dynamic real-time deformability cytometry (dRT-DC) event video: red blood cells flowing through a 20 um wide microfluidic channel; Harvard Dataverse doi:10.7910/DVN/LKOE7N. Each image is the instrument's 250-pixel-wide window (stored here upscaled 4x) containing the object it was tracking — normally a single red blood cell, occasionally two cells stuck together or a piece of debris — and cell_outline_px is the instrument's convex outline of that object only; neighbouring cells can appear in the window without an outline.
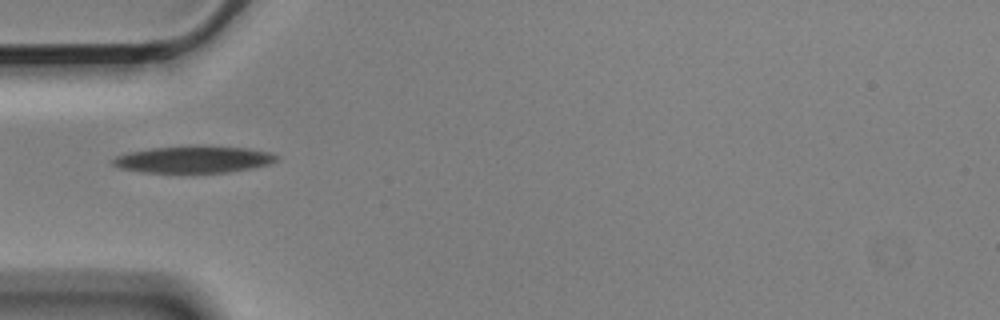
{"species": "Egyptian fruit bat (a non-hibernating species)", "species_latin": "Rousettus aegyptiacus", "temperature_condition": "cold", "stored_images_in_passage": 6, "camera_frame_rate_fps": 3000, "um_per_image_px": 0.085, "animal": {"sex": "male"}, "frame": {"image": 1, "passage_image": 1, "time_ms": 0.0, "image_size_px": [1000, 320], "cell_outline_px": [[280, 160], [268, 164], [252, 168], [228, 172], [140, 172], [120, 168], [112, 164], [112, 160], [116, 156], [128, 152], [152, 148], [196, 144], [200, 144], [248, 148], [272, 152], [280, 156]], "centroid_in_image_um": [16.51, 13.52], "position_along_channel_um": 68.5, "area_um2": 26.18}}
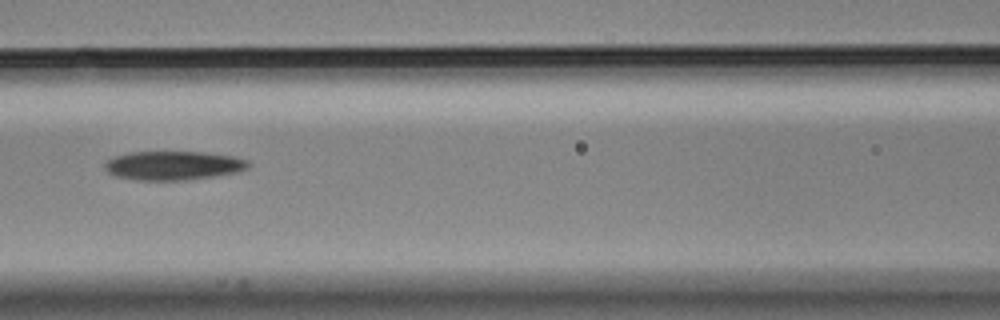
{"frame": {"image": 2, "passage_image": 3, "time_ms": 0.667, "image_size_px": [1000, 320], "cell_outline_px": [[248, 168], [236, 172], [216, 176], [184, 180], [136, 180], [116, 176], [108, 172], [104, 168], [104, 164], [112, 156], [132, 152], [200, 152], [232, 156], [248, 160]], "centroid_in_image_um": [14.7, 14.07], "position_along_channel_um": 151.9, "area_um2": 24.1}}
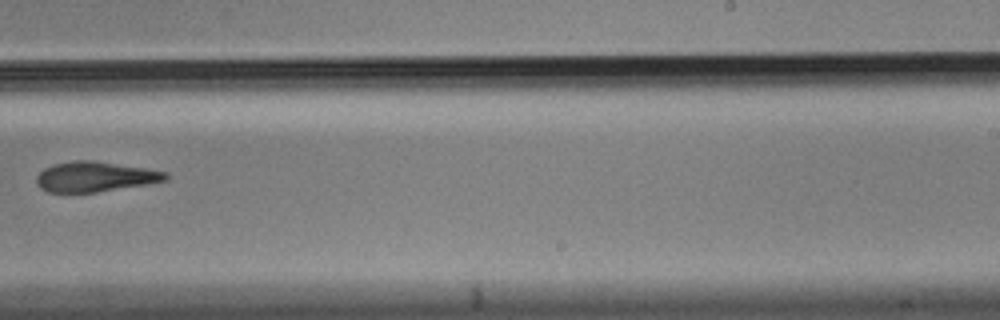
{"frame": {"image": 3, "passage_image": 6, "time_ms": 1.667, "image_size_px": [1000, 320], "cell_outline_px": [[168, 180], [96, 192], [48, 192], [40, 188], [36, 184], [36, 176], [44, 168], [52, 164], [72, 160], [96, 160], [168, 172]], "centroid_in_image_um": [8.03, 15.0], "position_along_channel_um": 281.0, "area_um2": 22.66}}